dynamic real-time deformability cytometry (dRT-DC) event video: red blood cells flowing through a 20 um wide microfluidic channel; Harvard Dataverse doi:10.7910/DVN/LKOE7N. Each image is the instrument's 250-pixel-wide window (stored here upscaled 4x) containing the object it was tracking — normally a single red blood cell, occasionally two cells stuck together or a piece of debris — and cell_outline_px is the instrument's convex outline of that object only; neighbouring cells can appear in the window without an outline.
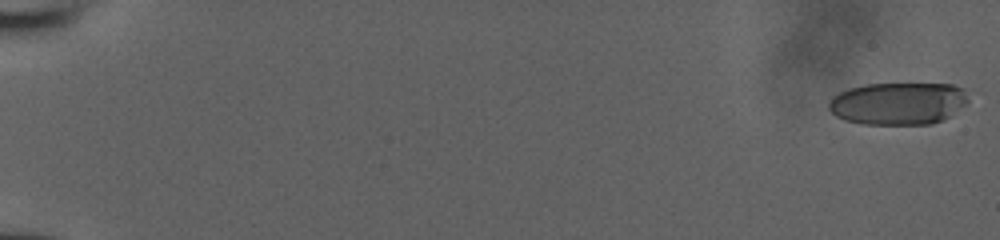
{"species": "human", "species_latin": "Homo sapiens", "temperature_condition": "room temperature", "stored_images_in_passage": 53, "camera_frame_rate_fps": 3000, "um_per_image_px": 0.085, "donor": {"sex": "male"}, "frame": {"image": 1, "passage_image": 1, "time_ms": 0.0, "image_size_px": [1000, 240], "cell_outline_px": [[968, 100], [964, 104], [944, 120], [932, 124], [864, 124], [844, 120], [836, 116], [828, 108], [828, 104], [832, 96], [848, 88], [868, 84], [952, 84], [964, 88]], "centroid_in_image_um": [76.32, 8.79], "position_along_channel_um": 8.7, "area_um2": 34.45}}
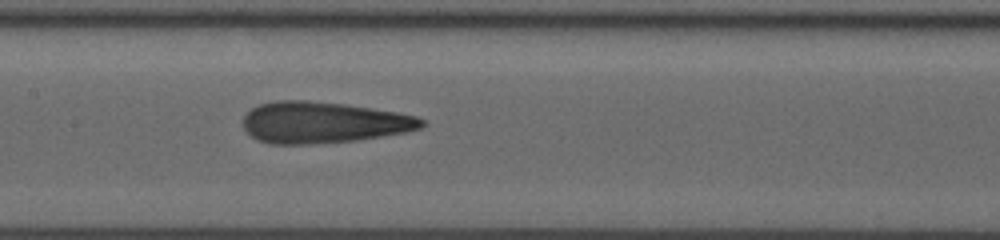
{"frame": {"image": 2, "passage_image": 29, "time_ms": 9.333, "image_size_px": [1000, 240], "cell_outline_px": [[428, 124], [420, 128], [404, 132], [356, 140], [308, 144], [268, 144], [252, 136], [244, 128], [244, 116], [252, 108], [260, 104], [276, 100], [308, 100], [344, 104], [400, 112], [416, 116], [424, 120]], "centroid_in_image_um": [27.49, 10.4], "position_along_channel_um": 179.9, "area_um2": 42.89}}
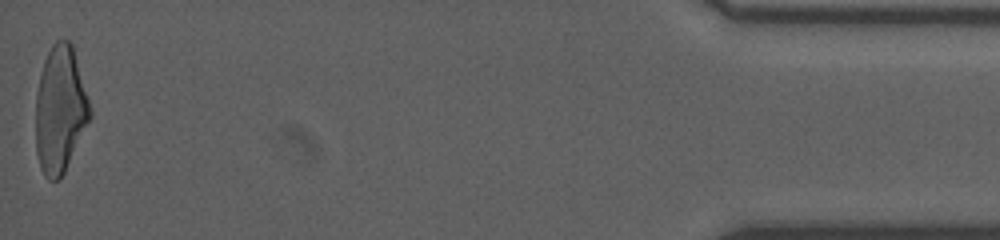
{"frame": {"image": 3, "passage_image": 53, "time_ms": 17.333, "image_size_px": [1000, 240], "cell_outline_px": [[92, 116], [64, 172], [56, 180], [48, 180], [44, 176], [40, 168], [36, 152], [36, 92], [44, 60], [52, 44], [56, 40], [68, 40], [72, 44], [92, 112]], "centroid_in_image_um": [5.1, 9.33], "position_along_channel_um": 430.1, "area_um2": 39.88}}